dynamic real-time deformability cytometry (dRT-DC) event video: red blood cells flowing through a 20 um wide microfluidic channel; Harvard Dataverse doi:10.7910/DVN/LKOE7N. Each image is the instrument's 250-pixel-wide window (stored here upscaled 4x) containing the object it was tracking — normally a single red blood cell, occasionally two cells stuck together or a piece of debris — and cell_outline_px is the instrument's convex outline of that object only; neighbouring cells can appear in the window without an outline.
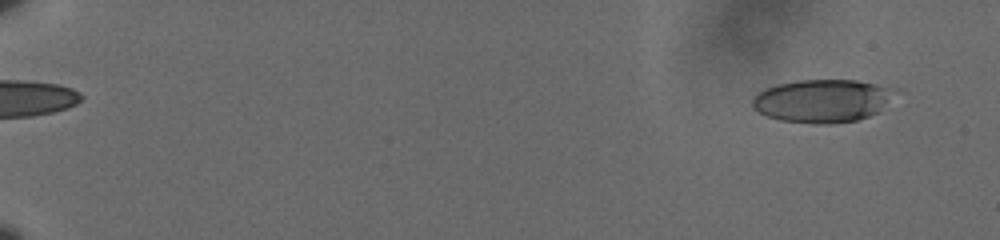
{"species": "human", "species_latin": "Homo sapiens", "temperature_condition": "cold", "stored_images_in_passage": 57, "camera_frame_rate_fps": 3000, "um_per_image_px": 0.085, "donor": {"sex": "male"}, "frame": {"image": 1, "passage_image": 1, "time_ms": 0.0, "image_size_px": [1000, 240], "cell_outline_px": [[904, 92], [876, 112], [868, 116], [856, 120], [832, 124], [812, 124], [780, 120], [768, 116], [752, 108], [752, 100], [764, 88], [776, 84], [800, 80], [856, 80], [900, 88]], "centroid_in_image_um": [70.01, 8.55], "position_along_channel_um": 15.0, "area_um2": 36.41}}
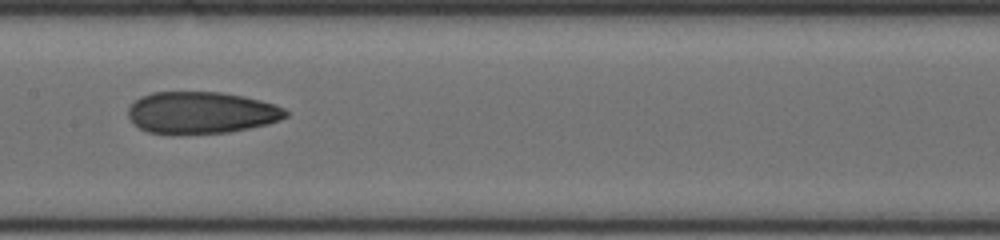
{"frame": {"image": 2, "passage_image": 31, "time_ms": 10.0, "image_size_px": [1000, 240], "cell_outline_px": [[288, 116], [280, 120], [268, 124], [228, 132], [148, 132], [132, 124], [128, 116], [128, 108], [140, 96], [152, 92], [220, 92], [244, 96], [276, 104], [284, 108], [288, 112]], "centroid_in_image_um": [17.13, 9.54], "position_along_channel_um": 190.3, "area_um2": 38.03}}
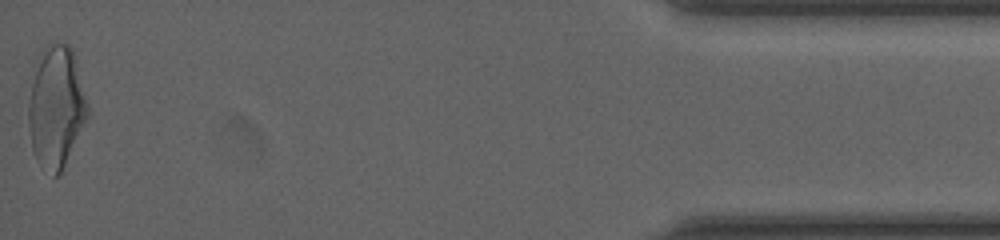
{"frame": {"image": 3, "passage_image": 57, "time_ms": 18.667, "image_size_px": [1000, 240], "cell_outline_px": [[88, 116], [60, 172], [56, 176], [52, 176], [36, 160], [32, 148], [28, 120], [28, 104], [32, 84], [44, 48], [48, 44], [68, 44], [72, 48], [88, 104]], "centroid_in_image_um": [4.78, 9.12], "position_along_channel_um": 430.4, "area_um2": 40.75}, "authors_computed_cell_mechanics": {"area_um2": 38.0324, "velocity_mm_per_s": 3.6145, "shape_relaxation_time_tau1_ms": 7.5571, "shape_relaxation_time_tau2_ms": 2.4783, "deformation_change_tau1": 0.2164, "deformation_change_tau2": 0.0957}}